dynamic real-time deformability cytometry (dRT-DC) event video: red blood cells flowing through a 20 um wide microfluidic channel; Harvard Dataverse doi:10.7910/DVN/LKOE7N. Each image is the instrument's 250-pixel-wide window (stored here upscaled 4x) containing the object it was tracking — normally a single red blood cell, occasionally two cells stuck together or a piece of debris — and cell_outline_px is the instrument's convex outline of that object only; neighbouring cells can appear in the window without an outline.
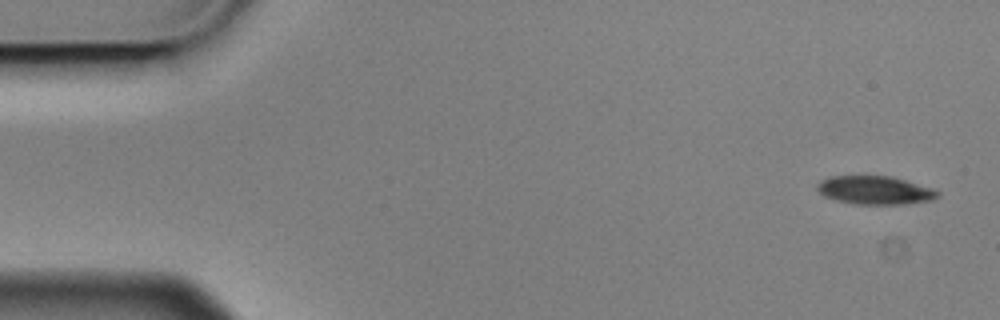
{"species": "Egyptian fruit bat (a non-hibernating species)", "species_latin": "Rousettus aegyptiacus", "temperature_condition": "cold", "stored_images_in_passage": 9, "camera_frame_rate_fps": 3000, "um_per_image_px": 0.085, "animal": {"sex": "male"}, "frame": {"image": 1, "passage_image": 1, "time_ms": 0.0, "image_size_px": [1000, 320], "cell_outline_px": [[940, 196], [932, 200], [904, 204], [856, 204], [836, 200], [824, 196], [816, 188], [816, 184], [820, 180], [832, 176], [892, 176], [932, 188], [940, 192]], "centroid_in_image_um": [74.37, 16.16], "position_along_channel_um": 10.6, "area_um2": 19.94}}
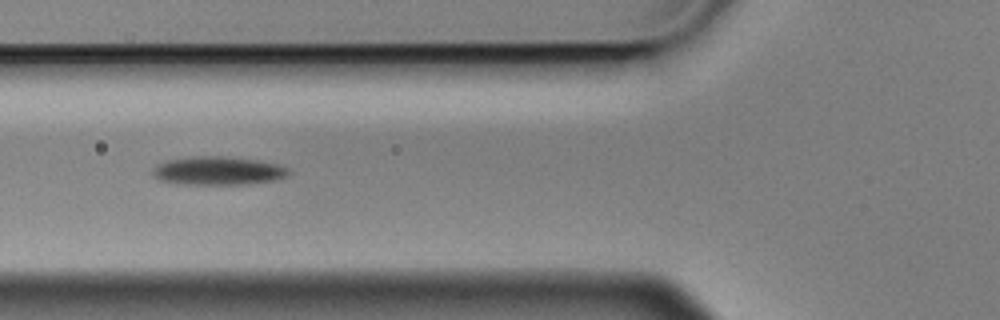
{"frame": {"image": 2, "passage_image": 6, "time_ms": 1.667, "image_size_px": [1000, 320], "cell_outline_px": [[292, 172], [288, 176], [276, 180], [248, 184], [184, 184], [160, 180], [152, 172], [152, 168], [156, 164], [168, 160], [192, 156], [224, 156], [256, 160], [276, 164], [288, 168]], "centroid_in_image_um": [18.56, 14.51], "position_along_channel_um": 107.2, "area_um2": 22.54}}
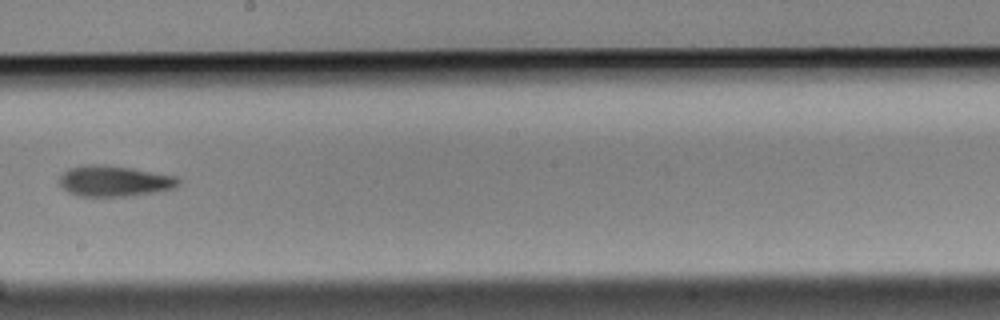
{"frame": {"image": 3, "passage_image": 9, "time_ms": 2.667, "image_size_px": [1000, 320], "cell_outline_px": [[180, 184], [172, 188], [152, 192], [128, 196], [80, 196], [68, 192], [60, 184], [60, 176], [68, 168], [84, 164], [104, 164], [132, 168], [176, 176], [180, 180]], "centroid_in_image_um": [9.69, 15.37], "position_along_channel_um": 238.5, "area_um2": 21.27}}